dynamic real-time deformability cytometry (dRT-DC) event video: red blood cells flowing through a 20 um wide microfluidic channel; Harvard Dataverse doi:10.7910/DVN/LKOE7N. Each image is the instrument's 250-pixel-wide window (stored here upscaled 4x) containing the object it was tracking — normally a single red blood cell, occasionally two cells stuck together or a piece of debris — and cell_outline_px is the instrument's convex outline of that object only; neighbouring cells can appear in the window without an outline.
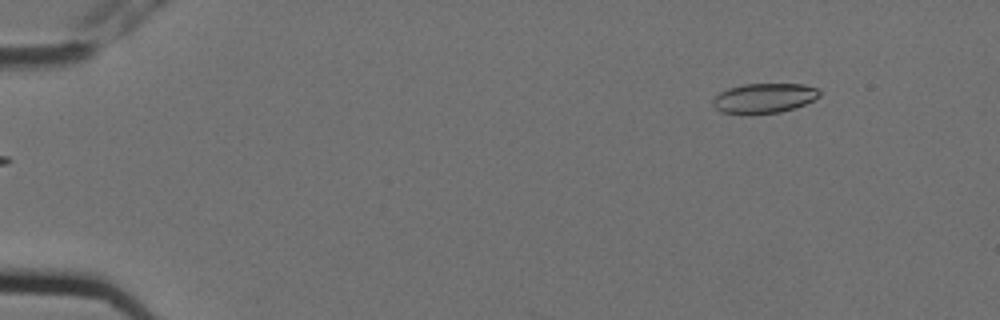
{"species": "Egyptian fruit bat (a non-hibernating species)", "species_latin": "Rousettus aegyptiacus", "temperature_condition": "cold", "stored_images_in_passage": 4, "camera_frame_rate_fps": 3000, "um_per_image_px": 0.085, "animal": {"sex": "female"}, "frame": {"image": 1, "passage_image": 4, "time_ms": 1.0, "image_size_px": [1000, 320], "cell_outline_px": [[820, 96], [804, 104], [780, 112], [752, 116], [740, 116], [720, 112], [712, 104], [712, 100], [720, 92], [728, 88], [744, 84], [804, 84], [816, 88], [820, 92]], "centroid_in_image_um": [64.88, 8.38], "position_along_channel_um": 20.1, "area_um2": 18.96}}